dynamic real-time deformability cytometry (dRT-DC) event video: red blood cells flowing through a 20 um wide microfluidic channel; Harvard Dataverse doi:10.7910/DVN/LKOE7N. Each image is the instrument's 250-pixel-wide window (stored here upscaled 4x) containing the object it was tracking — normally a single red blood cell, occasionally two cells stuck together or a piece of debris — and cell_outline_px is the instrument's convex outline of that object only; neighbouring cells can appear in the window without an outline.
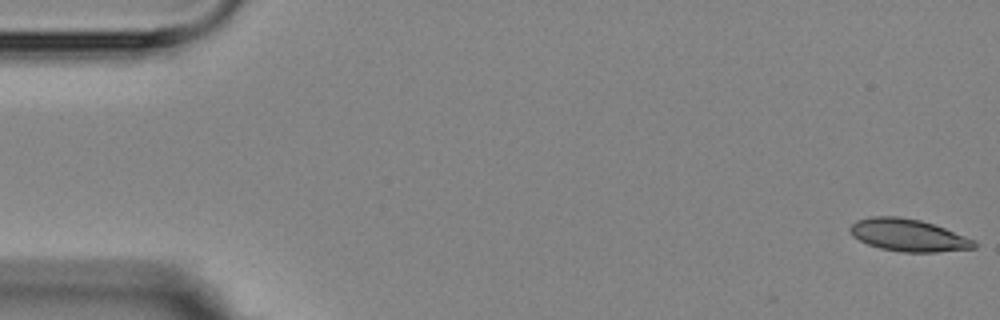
{"species": "Egyptian fruit bat (a non-hibernating species)", "species_latin": "Rousettus aegyptiacus", "temperature_condition": "room temperature", "stored_images_in_passage": 5, "camera_frame_rate_fps": 3000, "um_per_image_px": 0.085, "animal": {"sex": "female"}, "frame": {"image": 1, "passage_image": 1, "time_ms": 0.0, "image_size_px": [1000, 320], "cell_outline_px": [[976, 248], [936, 252], [904, 252], [880, 248], [868, 244], [852, 236], [848, 228], [856, 220], [872, 216], [896, 216], [920, 220], [944, 228], [976, 240]], "centroid_in_image_um": [77.19, 19.99], "position_along_channel_um": 7.8, "area_um2": 23.29}}
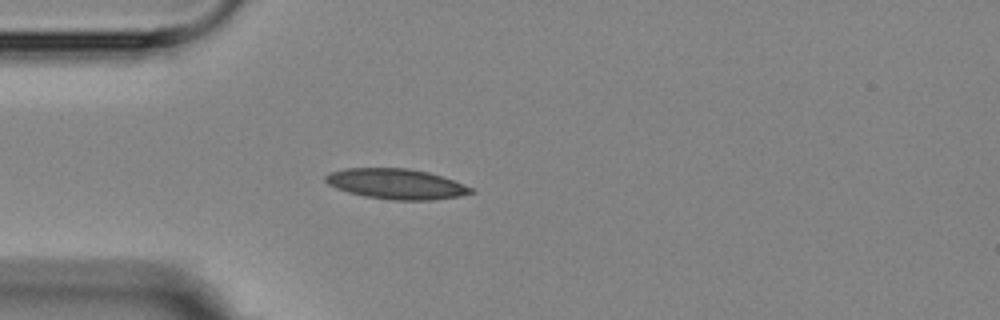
{"frame": {"image": 2, "passage_image": 5, "time_ms": 4.667, "image_size_px": [1000, 320], "cell_outline_px": [[476, 192], [460, 196], [432, 200], [392, 200], [364, 196], [348, 192], [336, 188], [328, 184], [324, 180], [324, 176], [328, 172], [344, 168], [408, 168], [428, 172], [464, 184], [472, 188]], "centroid_in_image_um": [33.65, 15.63], "position_along_channel_um": 51.4, "area_um2": 25.78}}